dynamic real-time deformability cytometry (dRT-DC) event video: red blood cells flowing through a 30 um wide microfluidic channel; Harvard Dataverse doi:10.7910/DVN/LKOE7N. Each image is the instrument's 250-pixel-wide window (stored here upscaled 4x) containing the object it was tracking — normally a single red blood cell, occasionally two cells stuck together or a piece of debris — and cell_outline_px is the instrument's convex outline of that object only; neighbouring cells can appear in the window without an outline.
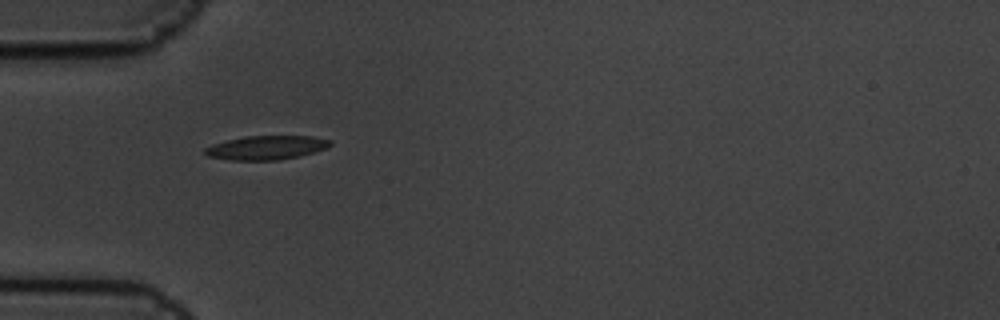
{"species": "common noctule bat (a hibernating species)", "species_latin": "Nyctalus noctula", "temperature_condition": "cold", "stored_images_in_passage": 3, "camera_frame_rate_fps": 3000, "um_per_image_px": 0.085, "animal": {"sex": "male", "body_mass_g": 19.5, "forearm_length_mm": 54.6}, "frame": {"image": 1, "passage_image": 1, "time_ms": 0.0, "image_size_px": [1000, 320], "cell_outline_px": [[332, 144], [328, 148], [300, 156], [280, 160], [228, 160], [208, 156], [204, 152], [204, 148], [212, 144], [244, 136], [312, 136], [332, 140]], "centroid_in_image_um": [22.66, 12.55], "position_along_channel_um": 62.3, "area_um2": 17.63}}
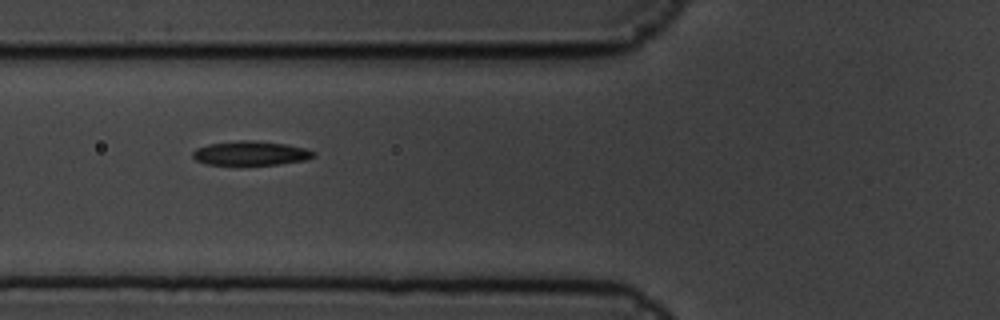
{"frame": {"image": 2, "passage_image": 2, "time_ms": 0.333, "image_size_px": [1000, 320], "cell_outline_px": [[316, 156], [308, 160], [276, 164], [240, 168], [204, 164], [196, 160], [192, 156], [192, 152], [196, 148], [208, 144], [240, 140], [252, 140], [284, 144], [308, 148], [316, 152]], "centroid_in_image_um": [21.29, 13.07], "position_along_channel_um": 104.5, "area_um2": 18.09}}
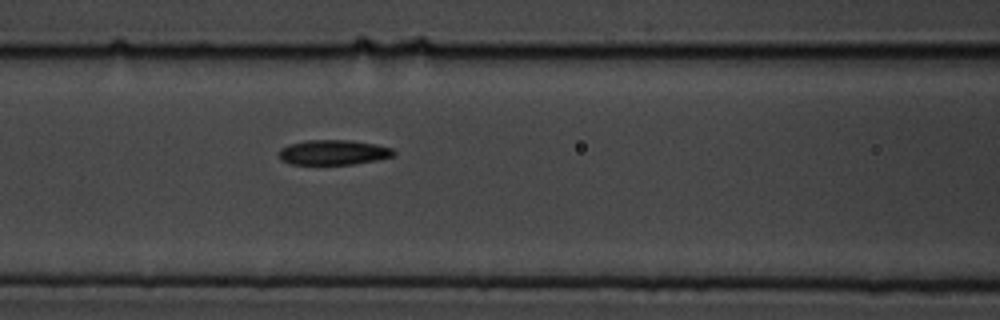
{"frame": {"image": 3, "passage_image": 3, "time_ms": 0.667, "image_size_px": [1000, 320], "cell_outline_px": [[396, 156], [376, 160], [352, 164], [292, 164], [280, 160], [280, 148], [288, 144], [308, 140], [352, 140], [376, 144], [392, 148], [396, 152]], "centroid_in_image_um": [28.37, 12.94], "position_along_channel_um": 138.2, "area_um2": 16.76}}